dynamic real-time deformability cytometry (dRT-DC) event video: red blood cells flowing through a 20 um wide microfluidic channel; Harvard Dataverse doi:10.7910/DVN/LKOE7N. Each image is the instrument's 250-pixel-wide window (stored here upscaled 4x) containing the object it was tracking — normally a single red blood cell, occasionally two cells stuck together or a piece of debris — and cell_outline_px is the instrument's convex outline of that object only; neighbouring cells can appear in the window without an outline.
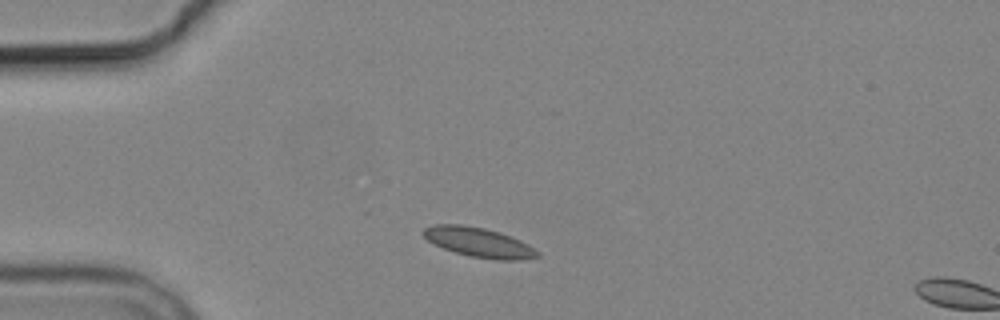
{"species": "common noctule bat (a hibernating species)", "species_latin": "Nyctalus noctula", "temperature_condition": "cold", "stored_images_in_passage": 2, "camera_frame_rate_fps": 3000, "um_per_image_px": 0.085, "animal": {"sex": "male", "body_mass_g": 19.2, "forearm_length_mm": 51.8}, "frame": {"image": 1, "passage_image": 1, "time_ms": 0.0, "image_size_px": [1000, 320], "cell_outline_px": [[540, 256], [520, 260], [496, 260], [468, 256], [432, 244], [420, 232], [424, 228], [432, 224], [464, 224], [484, 228], [500, 232], [520, 240], [528, 244], [540, 252]], "centroid_in_image_um": [40.68, 20.59], "position_along_channel_um": 44.3, "area_um2": 19.88}}